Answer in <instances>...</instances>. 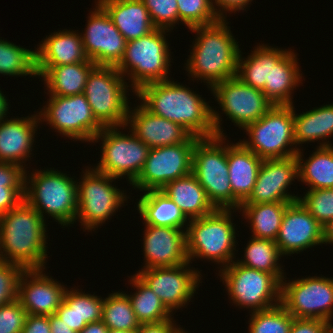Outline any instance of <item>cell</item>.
<instances>
[{
  "label": "cell",
  "mask_w": 333,
  "mask_h": 333,
  "mask_svg": "<svg viewBox=\"0 0 333 333\" xmlns=\"http://www.w3.org/2000/svg\"><path fill=\"white\" fill-rule=\"evenodd\" d=\"M151 113L184 127L192 136H225L222 116L187 85L166 80L143 85L135 93Z\"/></svg>",
  "instance_id": "cell-1"
},
{
  "label": "cell",
  "mask_w": 333,
  "mask_h": 333,
  "mask_svg": "<svg viewBox=\"0 0 333 333\" xmlns=\"http://www.w3.org/2000/svg\"><path fill=\"white\" fill-rule=\"evenodd\" d=\"M227 19L190 28L195 33L189 58L184 64L190 79L204 82L208 89L236 76L240 47L231 33Z\"/></svg>",
  "instance_id": "cell-2"
},
{
  "label": "cell",
  "mask_w": 333,
  "mask_h": 333,
  "mask_svg": "<svg viewBox=\"0 0 333 333\" xmlns=\"http://www.w3.org/2000/svg\"><path fill=\"white\" fill-rule=\"evenodd\" d=\"M46 220L25 200L0 216V254L3 262L23 269H45Z\"/></svg>",
  "instance_id": "cell-3"
},
{
  "label": "cell",
  "mask_w": 333,
  "mask_h": 333,
  "mask_svg": "<svg viewBox=\"0 0 333 333\" xmlns=\"http://www.w3.org/2000/svg\"><path fill=\"white\" fill-rule=\"evenodd\" d=\"M24 200L44 219L48 214L62 228L77 222V179L62 171L44 168L29 174L25 170Z\"/></svg>",
  "instance_id": "cell-4"
},
{
  "label": "cell",
  "mask_w": 333,
  "mask_h": 333,
  "mask_svg": "<svg viewBox=\"0 0 333 333\" xmlns=\"http://www.w3.org/2000/svg\"><path fill=\"white\" fill-rule=\"evenodd\" d=\"M235 209H216L197 219L188 220L186 228V252L190 263L195 258L212 261L220 269L235 259L236 224L233 222ZM237 243V244H236Z\"/></svg>",
  "instance_id": "cell-5"
},
{
  "label": "cell",
  "mask_w": 333,
  "mask_h": 333,
  "mask_svg": "<svg viewBox=\"0 0 333 333\" xmlns=\"http://www.w3.org/2000/svg\"><path fill=\"white\" fill-rule=\"evenodd\" d=\"M168 32L171 31L155 28L149 34L127 42L116 69L131 83L129 86L133 93L145 84L171 79L168 76L172 62L166 39Z\"/></svg>",
  "instance_id": "cell-6"
},
{
  "label": "cell",
  "mask_w": 333,
  "mask_h": 333,
  "mask_svg": "<svg viewBox=\"0 0 333 333\" xmlns=\"http://www.w3.org/2000/svg\"><path fill=\"white\" fill-rule=\"evenodd\" d=\"M243 130L249 138L239 140L262 160L296 156L294 105H274L257 121Z\"/></svg>",
  "instance_id": "cell-7"
},
{
  "label": "cell",
  "mask_w": 333,
  "mask_h": 333,
  "mask_svg": "<svg viewBox=\"0 0 333 333\" xmlns=\"http://www.w3.org/2000/svg\"><path fill=\"white\" fill-rule=\"evenodd\" d=\"M129 87L114 66H95L88 74L83 94L94 117L103 127L126 125L131 106L127 95Z\"/></svg>",
  "instance_id": "cell-8"
},
{
  "label": "cell",
  "mask_w": 333,
  "mask_h": 333,
  "mask_svg": "<svg viewBox=\"0 0 333 333\" xmlns=\"http://www.w3.org/2000/svg\"><path fill=\"white\" fill-rule=\"evenodd\" d=\"M81 181H77L78 209L76 220L83 230L94 231L124 206L129 196L124 190L114 187L117 178L86 166ZM89 167V168H88ZM92 167V168H91ZM113 184V185H112Z\"/></svg>",
  "instance_id": "cell-9"
},
{
  "label": "cell",
  "mask_w": 333,
  "mask_h": 333,
  "mask_svg": "<svg viewBox=\"0 0 333 333\" xmlns=\"http://www.w3.org/2000/svg\"><path fill=\"white\" fill-rule=\"evenodd\" d=\"M226 137L199 138L192 156V173L216 209H232Z\"/></svg>",
  "instance_id": "cell-10"
},
{
  "label": "cell",
  "mask_w": 333,
  "mask_h": 333,
  "mask_svg": "<svg viewBox=\"0 0 333 333\" xmlns=\"http://www.w3.org/2000/svg\"><path fill=\"white\" fill-rule=\"evenodd\" d=\"M120 129L124 130L126 126L104 127L95 136L92 142L101 140L102 145L99 163L93 168L117 179L126 178L131 185L140 174L150 148L131 130L125 134Z\"/></svg>",
  "instance_id": "cell-11"
},
{
  "label": "cell",
  "mask_w": 333,
  "mask_h": 333,
  "mask_svg": "<svg viewBox=\"0 0 333 333\" xmlns=\"http://www.w3.org/2000/svg\"><path fill=\"white\" fill-rule=\"evenodd\" d=\"M230 301L250 312L281 303V282L272 274L251 269L235 260L218 272Z\"/></svg>",
  "instance_id": "cell-12"
},
{
  "label": "cell",
  "mask_w": 333,
  "mask_h": 333,
  "mask_svg": "<svg viewBox=\"0 0 333 333\" xmlns=\"http://www.w3.org/2000/svg\"><path fill=\"white\" fill-rule=\"evenodd\" d=\"M39 113L40 122L50 125L60 135L70 140L92 143L104 128L94 117L92 109L82 94L72 96L49 95Z\"/></svg>",
  "instance_id": "cell-13"
},
{
  "label": "cell",
  "mask_w": 333,
  "mask_h": 333,
  "mask_svg": "<svg viewBox=\"0 0 333 333\" xmlns=\"http://www.w3.org/2000/svg\"><path fill=\"white\" fill-rule=\"evenodd\" d=\"M286 279L281 281V304L294 318L321 319L333 325L332 277Z\"/></svg>",
  "instance_id": "cell-14"
},
{
  "label": "cell",
  "mask_w": 333,
  "mask_h": 333,
  "mask_svg": "<svg viewBox=\"0 0 333 333\" xmlns=\"http://www.w3.org/2000/svg\"><path fill=\"white\" fill-rule=\"evenodd\" d=\"M198 139L191 136L184 143L150 149L132 188L141 192L161 190L170 181L192 173L193 149Z\"/></svg>",
  "instance_id": "cell-15"
},
{
  "label": "cell",
  "mask_w": 333,
  "mask_h": 333,
  "mask_svg": "<svg viewBox=\"0 0 333 333\" xmlns=\"http://www.w3.org/2000/svg\"><path fill=\"white\" fill-rule=\"evenodd\" d=\"M190 266V262H187L175 267L143 269L135 274L173 314L174 310L176 312L188 305L202 283L201 270Z\"/></svg>",
  "instance_id": "cell-16"
},
{
  "label": "cell",
  "mask_w": 333,
  "mask_h": 333,
  "mask_svg": "<svg viewBox=\"0 0 333 333\" xmlns=\"http://www.w3.org/2000/svg\"><path fill=\"white\" fill-rule=\"evenodd\" d=\"M210 91L223 114L241 130L257 121L274 106L262 90L243 83L236 76L215 83Z\"/></svg>",
  "instance_id": "cell-17"
},
{
  "label": "cell",
  "mask_w": 333,
  "mask_h": 333,
  "mask_svg": "<svg viewBox=\"0 0 333 333\" xmlns=\"http://www.w3.org/2000/svg\"><path fill=\"white\" fill-rule=\"evenodd\" d=\"M90 11L84 32L80 33L84 51L96 66L116 67L126 49L127 40L106 11L97 3Z\"/></svg>",
  "instance_id": "cell-18"
},
{
  "label": "cell",
  "mask_w": 333,
  "mask_h": 333,
  "mask_svg": "<svg viewBox=\"0 0 333 333\" xmlns=\"http://www.w3.org/2000/svg\"><path fill=\"white\" fill-rule=\"evenodd\" d=\"M295 179H298L296 156L263 160L253 190L242 204L295 202L300 196L288 192Z\"/></svg>",
  "instance_id": "cell-19"
},
{
  "label": "cell",
  "mask_w": 333,
  "mask_h": 333,
  "mask_svg": "<svg viewBox=\"0 0 333 333\" xmlns=\"http://www.w3.org/2000/svg\"><path fill=\"white\" fill-rule=\"evenodd\" d=\"M275 242L283 256L299 254L322 246L323 226L297 200L287 206Z\"/></svg>",
  "instance_id": "cell-20"
},
{
  "label": "cell",
  "mask_w": 333,
  "mask_h": 333,
  "mask_svg": "<svg viewBox=\"0 0 333 333\" xmlns=\"http://www.w3.org/2000/svg\"><path fill=\"white\" fill-rule=\"evenodd\" d=\"M44 269H24L18 280L17 299L27 314L52 315L63 302L67 287L44 273Z\"/></svg>",
  "instance_id": "cell-21"
},
{
  "label": "cell",
  "mask_w": 333,
  "mask_h": 333,
  "mask_svg": "<svg viewBox=\"0 0 333 333\" xmlns=\"http://www.w3.org/2000/svg\"><path fill=\"white\" fill-rule=\"evenodd\" d=\"M144 266L148 268L175 267L189 262L186 252V230L145 224L143 232Z\"/></svg>",
  "instance_id": "cell-22"
},
{
  "label": "cell",
  "mask_w": 333,
  "mask_h": 333,
  "mask_svg": "<svg viewBox=\"0 0 333 333\" xmlns=\"http://www.w3.org/2000/svg\"><path fill=\"white\" fill-rule=\"evenodd\" d=\"M131 109L125 126L150 149L184 143L192 136L181 125L151 113L141 103Z\"/></svg>",
  "instance_id": "cell-23"
},
{
  "label": "cell",
  "mask_w": 333,
  "mask_h": 333,
  "mask_svg": "<svg viewBox=\"0 0 333 333\" xmlns=\"http://www.w3.org/2000/svg\"><path fill=\"white\" fill-rule=\"evenodd\" d=\"M39 123L38 111L27 117L14 116L0 121V162L16 163L26 170L25 163L32 159Z\"/></svg>",
  "instance_id": "cell-24"
},
{
  "label": "cell",
  "mask_w": 333,
  "mask_h": 333,
  "mask_svg": "<svg viewBox=\"0 0 333 333\" xmlns=\"http://www.w3.org/2000/svg\"><path fill=\"white\" fill-rule=\"evenodd\" d=\"M226 142L232 209L238 211L253 190L263 160L240 141L232 144Z\"/></svg>",
  "instance_id": "cell-25"
},
{
  "label": "cell",
  "mask_w": 333,
  "mask_h": 333,
  "mask_svg": "<svg viewBox=\"0 0 333 333\" xmlns=\"http://www.w3.org/2000/svg\"><path fill=\"white\" fill-rule=\"evenodd\" d=\"M50 34L35 47L36 66L92 62L86 56L79 31L64 29Z\"/></svg>",
  "instance_id": "cell-26"
},
{
  "label": "cell",
  "mask_w": 333,
  "mask_h": 333,
  "mask_svg": "<svg viewBox=\"0 0 333 333\" xmlns=\"http://www.w3.org/2000/svg\"><path fill=\"white\" fill-rule=\"evenodd\" d=\"M128 41L139 39L155 29L142 0H97Z\"/></svg>",
  "instance_id": "cell-27"
},
{
  "label": "cell",
  "mask_w": 333,
  "mask_h": 333,
  "mask_svg": "<svg viewBox=\"0 0 333 333\" xmlns=\"http://www.w3.org/2000/svg\"><path fill=\"white\" fill-rule=\"evenodd\" d=\"M93 62H78L61 66H36L37 76L44 81L47 95L72 96L82 94Z\"/></svg>",
  "instance_id": "cell-28"
},
{
  "label": "cell",
  "mask_w": 333,
  "mask_h": 333,
  "mask_svg": "<svg viewBox=\"0 0 333 333\" xmlns=\"http://www.w3.org/2000/svg\"><path fill=\"white\" fill-rule=\"evenodd\" d=\"M160 191L179 206L187 220L204 217L216 210L193 173L170 181Z\"/></svg>",
  "instance_id": "cell-29"
},
{
  "label": "cell",
  "mask_w": 333,
  "mask_h": 333,
  "mask_svg": "<svg viewBox=\"0 0 333 333\" xmlns=\"http://www.w3.org/2000/svg\"><path fill=\"white\" fill-rule=\"evenodd\" d=\"M104 298L67 288L55 314L73 331L79 333L87 324L102 320Z\"/></svg>",
  "instance_id": "cell-30"
},
{
  "label": "cell",
  "mask_w": 333,
  "mask_h": 333,
  "mask_svg": "<svg viewBox=\"0 0 333 333\" xmlns=\"http://www.w3.org/2000/svg\"><path fill=\"white\" fill-rule=\"evenodd\" d=\"M290 49H281L260 44L254 47L248 57L239 53L236 77L255 89L263 90L270 85L271 62H279Z\"/></svg>",
  "instance_id": "cell-31"
},
{
  "label": "cell",
  "mask_w": 333,
  "mask_h": 333,
  "mask_svg": "<svg viewBox=\"0 0 333 333\" xmlns=\"http://www.w3.org/2000/svg\"><path fill=\"white\" fill-rule=\"evenodd\" d=\"M297 61V54L290 50L279 62H271L270 85L262 91L274 105H293L294 89L303 84Z\"/></svg>",
  "instance_id": "cell-32"
},
{
  "label": "cell",
  "mask_w": 333,
  "mask_h": 333,
  "mask_svg": "<svg viewBox=\"0 0 333 333\" xmlns=\"http://www.w3.org/2000/svg\"><path fill=\"white\" fill-rule=\"evenodd\" d=\"M333 103L297 114L294 107V139L298 145L320 141L319 147L332 146ZM328 139V141H327Z\"/></svg>",
  "instance_id": "cell-33"
},
{
  "label": "cell",
  "mask_w": 333,
  "mask_h": 333,
  "mask_svg": "<svg viewBox=\"0 0 333 333\" xmlns=\"http://www.w3.org/2000/svg\"><path fill=\"white\" fill-rule=\"evenodd\" d=\"M137 211L143 219V224L184 230L188 225V220L181 213L179 206L160 190L145 191L137 202Z\"/></svg>",
  "instance_id": "cell-34"
},
{
  "label": "cell",
  "mask_w": 333,
  "mask_h": 333,
  "mask_svg": "<svg viewBox=\"0 0 333 333\" xmlns=\"http://www.w3.org/2000/svg\"><path fill=\"white\" fill-rule=\"evenodd\" d=\"M302 151L296 154L298 181L310 187L308 190L333 188V146H317L306 160Z\"/></svg>",
  "instance_id": "cell-35"
},
{
  "label": "cell",
  "mask_w": 333,
  "mask_h": 333,
  "mask_svg": "<svg viewBox=\"0 0 333 333\" xmlns=\"http://www.w3.org/2000/svg\"><path fill=\"white\" fill-rule=\"evenodd\" d=\"M292 202L262 204H241L242 217L248 222L252 236L275 241L281 226L283 214Z\"/></svg>",
  "instance_id": "cell-36"
},
{
  "label": "cell",
  "mask_w": 333,
  "mask_h": 333,
  "mask_svg": "<svg viewBox=\"0 0 333 333\" xmlns=\"http://www.w3.org/2000/svg\"><path fill=\"white\" fill-rule=\"evenodd\" d=\"M282 256L275 241L250 237L244 248V259L237 258L235 261L242 266L270 273L281 282L286 277L284 267L279 263Z\"/></svg>",
  "instance_id": "cell-37"
},
{
  "label": "cell",
  "mask_w": 333,
  "mask_h": 333,
  "mask_svg": "<svg viewBox=\"0 0 333 333\" xmlns=\"http://www.w3.org/2000/svg\"><path fill=\"white\" fill-rule=\"evenodd\" d=\"M130 277L128 284H131L136 292L126 295L140 324L156 323L172 318V313L160 298L136 274Z\"/></svg>",
  "instance_id": "cell-38"
},
{
  "label": "cell",
  "mask_w": 333,
  "mask_h": 333,
  "mask_svg": "<svg viewBox=\"0 0 333 333\" xmlns=\"http://www.w3.org/2000/svg\"><path fill=\"white\" fill-rule=\"evenodd\" d=\"M1 38V37H0ZM38 77L35 50L0 39V75Z\"/></svg>",
  "instance_id": "cell-39"
},
{
  "label": "cell",
  "mask_w": 333,
  "mask_h": 333,
  "mask_svg": "<svg viewBox=\"0 0 333 333\" xmlns=\"http://www.w3.org/2000/svg\"><path fill=\"white\" fill-rule=\"evenodd\" d=\"M102 321L115 330L137 331L141 325L124 291H114L104 298Z\"/></svg>",
  "instance_id": "cell-40"
},
{
  "label": "cell",
  "mask_w": 333,
  "mask_h": 333,
  "mask_svg": "<svg viewBox=\"0 0 333 333\" xmlns=\"http://www.w3.org/2000/svg\"><path fill=\"white\" fill-rule=\"evenodd\" d=\"M249 313L248 333H289L294 318L281 303Z\"/></svg>",
  "instance_id": "cell-41"
},
{
  "label": "cell",
  "mask_w": 333,
  "mask_h": 333,
  "mask_svg": "<svg viewBox=\"0 0 333 333\" xmlns=\"http://www.w3.org/2000/svg\"><path fill=\"white\" fill-rule=\"evenodd\" d=\"M178 24H185L188 29L211 25L220 20L211 0H177Z\"/></svg>",
  "instance_id": "cell-42"
},
{
  "label": "cell",
  "mask_w": 333,
  "mask_h": 333,
  "mask_svg": "<svg viewBox=\"0 0 333 333\" xmlns=\"http://www.w3.org/2000/svg\"><path fill=\"white\" fill-rule=\"evenodd\" d=\"M303 195L299 201L322 226L333 219V188L307 190Z\"/></svg>",
  "instance_id": "cell-43"
},
{
  "label": "cell",
  "mask_w": 333,
  "mask_h": 333,
  "mask_svg": "<svg viewBox=\"0 0 333 333\" xmlns=\"http://www.w3.org/2000/svg\"><path fill=\"white\" fill-rule=\"evenodd\" d=\"M155 28L173 30L178 24L177 0H142Z\"/></svg>",
  "instance_id": "cell-44"
},
{
  "label": "cell",
  "mask_w": 333,
  "mask_h": 333,
  "mask_svg": "<svg viewBox=\"0 0 333 333\" xmlns=\"http://www.w3.org/2000/svg\"><path fill=\"white\" fill-rule=\"evenodd\" d=\"M23 270L15 263H0V306L17 299L18 280Z\"/></svg>",
  "instance_id": "cell-45"
},
{
  "label": "cell",
  "mask_w": 333,
  "mask_h": 333,
  "mask_svg": "<svg viewBox=\"0 0 333 333\" xmlns=\"http://www.w3.org/2000/svg\"><path fill=\"white\" fill-rule=\"evenodd\" d=\"M27 315L18 299L0 306V333H22Z\"/></svg>",
  "instance_id": "cell-46"
},
{
  "label": "cell",
  "mask_w": 333,
  "mask_h": 333,
  "mask_svg": "<svg viewBox=\"0 0 333 333\" xmlns=\"http://www.w3.org/2000/svg\"><path fill=\"white\" fill-rule=\"evenodd\" d=\"M25 169L16 163L0 162V188H24Z\"/></svg>",
  "instance_id": "cell-47"
},
{
  "label": "cell",
  "mask_w": 333,
  "mask_h": 333,
  "mask_svg": "<svg viewBox=\"0 0 333 333\" xmlns=\"http://www.w3.org/2000/svg\"><path fill=\"white\" fill-rule=\"evenodd\" d=\"M333 325L321 319L293 318L289 333H330Z\"/></svg>",
  "instance_id": "cell-48"
},
{
  "label": "cell",
  "mask_w": 333,
  "mask_h": 333,
  "mask_svg": "<svg viewBox=\"0 0 333 333\" xmlns=\"http://www.w3.org/2000/svg\"><path fill=\"white\" fill-rule=\"evenodd\" d=\"M24 200V188H0V216Z\"/></svg>",
  "instance_id": "cell-49"
},
{
  "label": "cell",
  "mask_w": 333,
  "mask_h": 333,
  "mask_svg": "<svg viewBox=\"0 0 333 333\" xmlns=\"http://www.w3.org/2000/svg\"><path fill=\"white\" fill-rule=\"evenodd\" d=\"M251 1L253 0H211V3L220 19H226V14L229 12L245 11Z\"/></svg>",
  "instance_id": "cell-50"
},
{
  "label": "cell",
  "mask_w": 333,
  "mask_h": 333,
  "mask_svg": "<svg viewBox=\"0 0 333 333\" xmlns=\"http://www.w3.org/2000/svg\"><path fill=\"white\" fill-rule=\"evenodd\" d=\"M22 333H51L49 316L28 314Z\"/></svg>",
  "instance_id": "cell-51"
},
{
  "label": "cell",
  "mask_w": 333,
  "mask_h": 333,
  "mask_svg": "<svg viewBox=\"0 0 333 333\" xmlns=\"http://www.w3.org/2000/svg\"><path fill=\"white\" fill-rule=\"evenodd\" d=\"M174 317L156 323H144L139 326L136 333H176L178 327Z\"/></svg>",
  "instance_id": "cell-52"
},
{
  "label": "cell",
  "mask_w": 333,
  "mask_h": 333,
  "mask_svg": "<svg viewBox=\"0 0 333 333\" xmlns=\"http://www.w3.org/2000/svg\"><path fill=\"white\" fill-rule=\"evenodd\" d=\"M51 333H77L68 327L56 314L49 315Z\"/></svg>",
  "instance_id": "cell-53"
},
{
  "label": "cell",
  "mask_w": 333,
  "mask_h": 333,
  "mask_svg": "<svg viewBox=\"0 0 333 333\" xmlns=\"http://www.w3.org/2000/svg\"><path fill=\"white\" fill-rule=\"evenodd\" d=\"M108 327L102 320L87 324L79 333H107Z\"/></svg>",
  "instance_id": "cell-54"
},
{
  "label": "cell",
  "mask_w": 333,
  "mask_h": 333,
  "mask_svg": "<svg viewBox=\"0 0 333 333\" xmlns=\"http://www.w3.org/2000/svg\"><path fill=\"white\" fill-rule=\"evenodd\" d=\"M323 244H333V219L323 226Z\"/></svg>",
  "instance_id": "cell-55"
},
{
  "label": "cell",
  "mask_w": 333,
  "mask_h": 333,
  "mask_svg": "<svg viewBox=\"0 0 333 333\" xmlns=\"http://www.w3.org/2000/svg\"><path fill=\"white\" fill-rule=\"evenodd\" d=\"M6 98L7 97L2 93L0 89V121L5 120L8 117L7 113H9V102Z\"/></svg>",
  "instance_id": "cell-56"
},
{
  "label": "cell",
  "mask_w": 333,
  "mask_h": 333,
  "mask_svg": "<svg viewBox=\"0 0 333 333\" xmlns=\"http://www.w3.org/2000/svg\"><path fill=\"white\" fill-rule=\"evenodd\" d=\"M107 333H136V331L108 329Z\"/></svg>",
  "instance_id": "cell-57"
},
{
  "label": "cell",
  "mask_w": 333,
  "mask_h": 333,
  "mask_svg": "<svg viewBox=\"0 0 333 333\" xmlns=\"http://www.w3.org/2000/svg\"><path fill=\"white\" fill-rule=\"evenodd\" d=\"M176 333H190V332H188V331L184 330V328L180 327Z\"/></svg>",
  "instance_id": "cell-58"
}]
</instances>
